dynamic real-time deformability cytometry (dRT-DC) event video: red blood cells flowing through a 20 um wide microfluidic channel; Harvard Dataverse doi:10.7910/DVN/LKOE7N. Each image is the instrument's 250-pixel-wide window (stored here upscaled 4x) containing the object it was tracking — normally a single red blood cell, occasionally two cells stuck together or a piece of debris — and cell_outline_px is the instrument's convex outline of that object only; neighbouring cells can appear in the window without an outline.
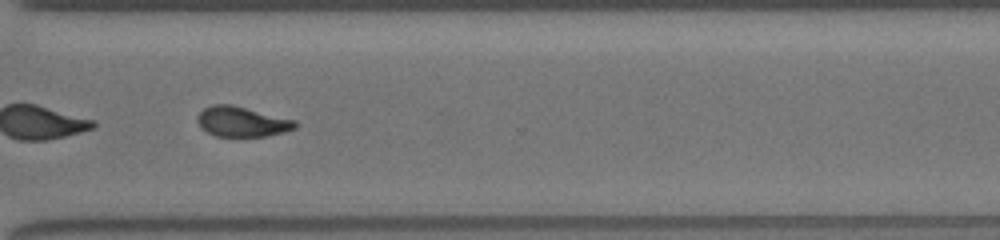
{"species": "common noctule bat (a hibernating species)", "species_latin": "Nyctalus noctula", "temperature_condition": "room temperature", "stored_images_in_passage": 50, "segment_of_instrument_passage": [2, 2], "camera_frame_rate_fps": 3000, "um_per_image_px": 0.085, "animal": {"sex": "female", "body_mass_g": 19.5, "forearm_length_mm": 54.1}, "frame": {"image": 1, "passage_image": 38, "time_ms": 12.333, "image_size_px": [1000, 240], "cell_outline_px": [[296, 128], [284, 132], [268, 136], [236, 140], [216, 136], [200, 128], [196, 120], [196, 116], [204, 108], [212, 104], [232, 104], [296, 120]], "centroid_in_image_um": [20.53, 10.39], "position_along_channel_um": 350.1, "area_um2": 18.03}}
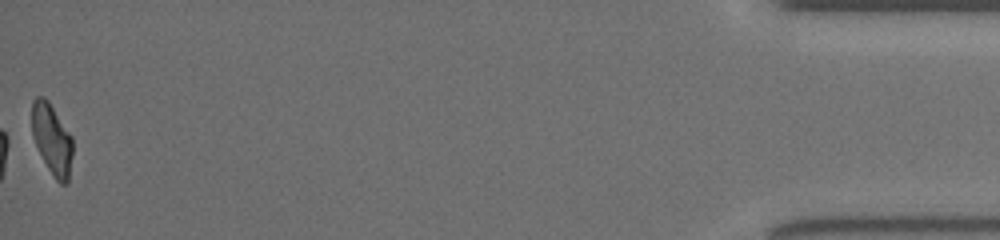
{"frame": {"image": 2, "passage_image": 50, "time_ms": 16.333, "image_size_px": [1000, 240], "cell_outline_px": [[72, 156], [68, 184], [60, 184], [52, 176], [32, 136], [32, 100], [36, 96], [44, 96], [48, 100], [72, 136]], "centroid_in_image_um": [4.42, 11.83], "position_along_channel_um": 430.8, "area_um2": 16.82}}